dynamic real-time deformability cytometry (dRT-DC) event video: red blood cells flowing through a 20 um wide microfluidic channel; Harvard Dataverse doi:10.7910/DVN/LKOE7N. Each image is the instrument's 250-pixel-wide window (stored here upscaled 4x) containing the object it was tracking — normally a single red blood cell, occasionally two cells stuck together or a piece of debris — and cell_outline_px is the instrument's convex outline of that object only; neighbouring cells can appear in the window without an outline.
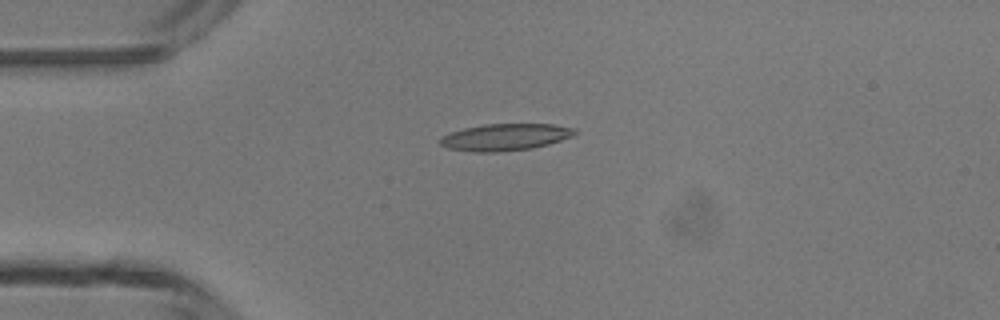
{"species": "common noctule bat (a hibernating species)", "species_latin": "Nyctalus noctula", "temperature_condition": "room temperature", "stored_images_in_passage": 5, "camera_frame_rate_fps": 3000, "um_per_image_px": 0.085, "animal": {"sex": "male", "body_mass_g": 13.3}, "frame": {"image": 1, "passage_image": 4, "time_ms": 3.667, "image_size_px": [1000, 320], "cell_outline_px": [[576, 132], [572, 136], [548, 144], [532, 148], [500, 152], [472, 152], [448, 148], [440, 144], [436, 140], [440, 136], [464, 128], [484, 124], [552, 124], [576, 128]], "centroid_in_image_um": [42.89, 11.66], "position_along_channel_um": 42.1, "area_um2": 21.15}}